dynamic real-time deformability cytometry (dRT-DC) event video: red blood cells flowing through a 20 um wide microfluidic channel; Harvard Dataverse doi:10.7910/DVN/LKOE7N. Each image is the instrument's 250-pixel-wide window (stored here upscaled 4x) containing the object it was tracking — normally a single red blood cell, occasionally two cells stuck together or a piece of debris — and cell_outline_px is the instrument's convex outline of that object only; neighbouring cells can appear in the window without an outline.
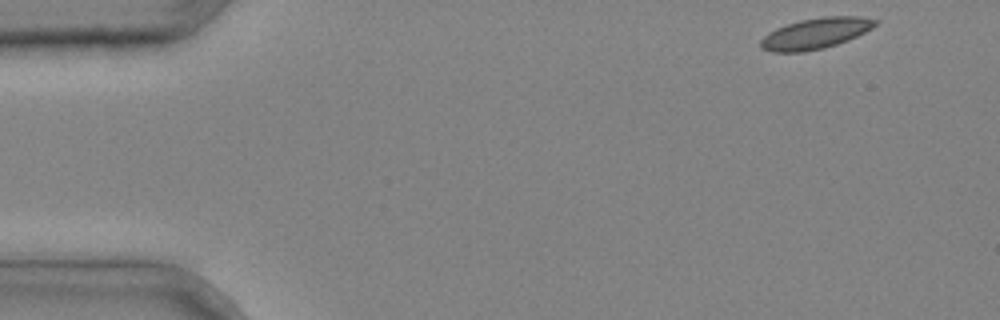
{"species": "common noctule bat (a hibernating species)", "species_latin": "Nyctalus noctula", "temperature_condition": "cold", "stored_images_in_passage": 35, "camera_frame_rate_fps": 3000, "um_per_image_px": 0.085, "animal": {"sex": "male", "body_mass_g": 20.4}, "frame": {"image": 1, "passage_image": 1, "time_ms": 0.0, "image_size_px": [1000, 320], "cell_outline_px": [[880, 20], [872, 28], [848, 40], [824, 48], [804, 52], [772, 52], [760, 48], [760, 40], [768, 32], [776, 28], [800, 20], [824, 16], [860, 16]], "centroid_in_image_um": [69.31, 2.84], "position_along_channel_um": 15.7, "area_um2": 20.63}}
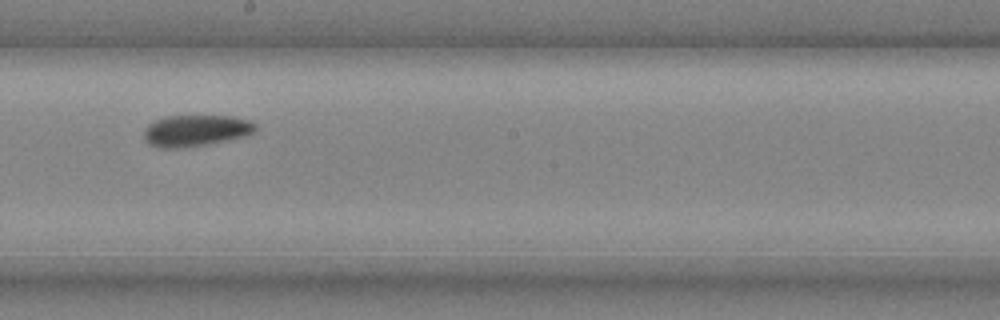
{"frame": {"image": 2, "passage_image": 22, "time_ms": 7.0, "image_size_px": [1000, 320], "cell_outline_px": [[256, 128], [252, 132], [244, 136], [204, 144], [180, 148], [156, 148], [148, 144], [144, 140], [144, 128], [148, 124], [156, 120], [168, 116], [232, 116], [252, 120], [256, 124]], "centroid_in_image_um": [16.59, 11.09], "position_along_channel_um": 231.6, "area_um2": 20.35}}
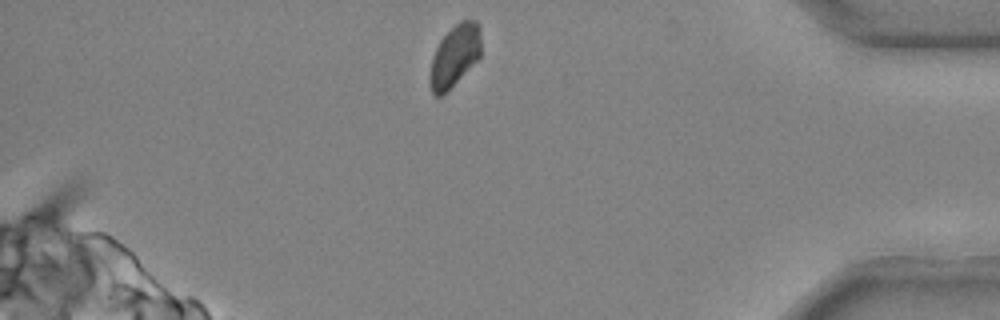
{"frame": {"image": 3, "passage_image": 35, "time_ms": 11.333, "image_size_px": [1000, 320], "cell_outline_px": [[480, 60], [440, 96], [436, 96], [432, 92], [428, 80], [432, 56], [440, 40], [460, 20], [476, 20], [480, 24]], "centroid_in_image_um": [38.66, 4.74], "position_along_channel_um": 396.5, "area_um2": 18.5}}